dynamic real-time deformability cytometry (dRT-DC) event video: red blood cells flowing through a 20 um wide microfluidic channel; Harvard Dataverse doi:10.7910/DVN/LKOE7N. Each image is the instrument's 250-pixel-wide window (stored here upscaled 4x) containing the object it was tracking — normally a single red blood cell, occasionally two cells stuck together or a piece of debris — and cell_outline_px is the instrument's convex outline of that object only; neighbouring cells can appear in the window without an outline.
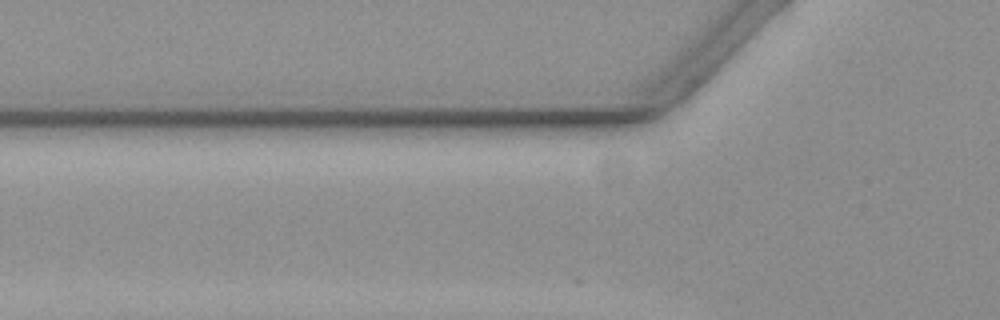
{"species": "common noctule bat (a hibernating species)", "species_latin": "Nyctalus noctula", "temperature_condition": "warm", "stored_images_in_passage": 2, "camera_frame_rate_fps": 3000, "um_per_image_px": 0.085, "animal": {"sex": "female", "body_mass_g": 19.3, "forearm_length_mm": 54.1}, "frame": {"image": 1, "passage_image": 2, "time_ms": 0.333, "image_size_px": [1000, 320], "cell_outline_px": [[608, 264], [596, 272], [540, 268], [520, 264], [532, 244], [600, 256]], "centroid_in_image_um": [47.78, 22.07], "position_along_channel_um": 78.0, "area_um2": 11.04}}